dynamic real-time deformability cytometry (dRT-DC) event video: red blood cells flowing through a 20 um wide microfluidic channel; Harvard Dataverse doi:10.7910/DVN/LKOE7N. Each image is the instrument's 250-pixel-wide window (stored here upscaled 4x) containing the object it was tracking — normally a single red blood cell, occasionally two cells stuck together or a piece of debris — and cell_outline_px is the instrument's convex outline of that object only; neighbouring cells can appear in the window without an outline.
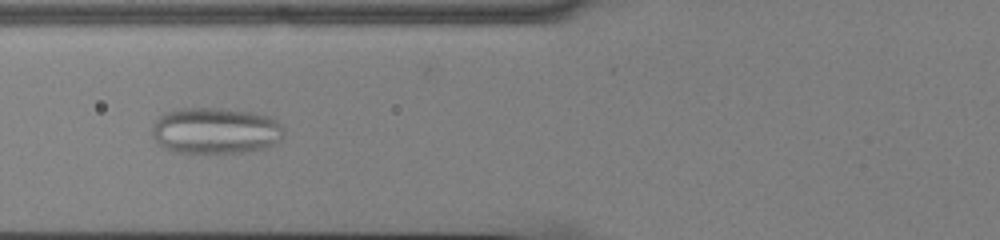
{"species": "common noctule bat (a hibernating species)", "species_latin": "Nyctalus noctula", "temperature_condition": "cold", "stored_images_in_passage": 55, "camera_frame_rate_fps": 3000, "um_per_image_px": 0.085, "animal": {"sex": "male", "body_mass_g": 13.0, "forearm_length_mm": 53.1}, "frame": {"image": 1, "passage_image": 22, "time_ms": 7.0, "image_size_px": [1000, 240], "cell_outline_px": [[284, 136], [280, 140], [264, 148], [240, 152], [176, 152], [164, 148], [152, 136], [152, 128], [156, 120], [164, 112], [180, 108], [224, 108], [252, 112], [268, 116], [276, 120], [280, 124], [284, 132]], "centroid_in_image_um": [18.31, 11.09], "position_along_channel_um": 107.5, "area_um2": 35.43}}
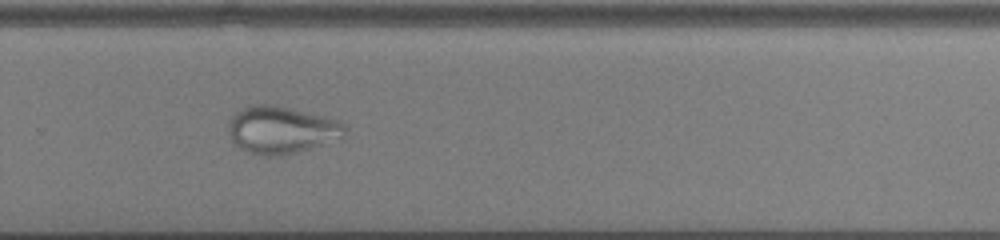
{"frame": {"image": 2, "passage_image": 38, "time_ms": 12.333, "image_size_px": [1000, 240], "cell_outline_px": [[344, 140], [280, 156], [264, 156], [248, 152], [240, 148], [232, 140], [228, 132], [228, 120], [236, 112], [252, 104], [272, 104], [292, 108], [324, 116], [336, 120], [344, 124]], "centroid_in_image_um": [23.94, 11.05], "position_along_channel_um": 305.9, "area_um2": 32.48}}
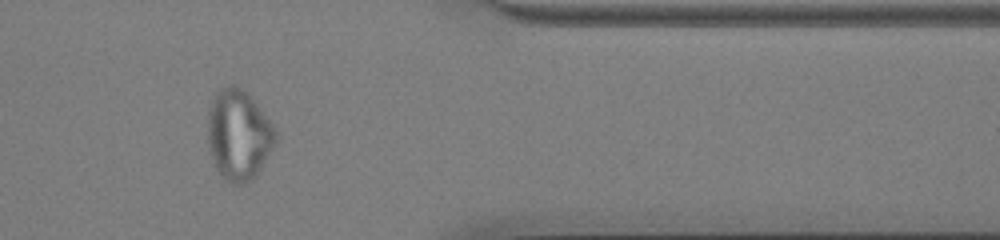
{"frame": {"image": 3, "passage_image": 46, "time_ms": 15.0, "image_size_px": [1000, 240], "cell_outline_px": [[276, 144], [256, 176], [252, 180], [240, 184], [236, 184], [224, 180], [220, 176], [216, 168], [208, 148], [208, 112], [212, 100], [216, 92], [220, 88], [232, 84], [236, 84], [248, 92], [276, 128]], "centroid_in_image_um": [20.29, 11.46], "position_along_channel_um": 391.1, "area_um2": 36.18}}